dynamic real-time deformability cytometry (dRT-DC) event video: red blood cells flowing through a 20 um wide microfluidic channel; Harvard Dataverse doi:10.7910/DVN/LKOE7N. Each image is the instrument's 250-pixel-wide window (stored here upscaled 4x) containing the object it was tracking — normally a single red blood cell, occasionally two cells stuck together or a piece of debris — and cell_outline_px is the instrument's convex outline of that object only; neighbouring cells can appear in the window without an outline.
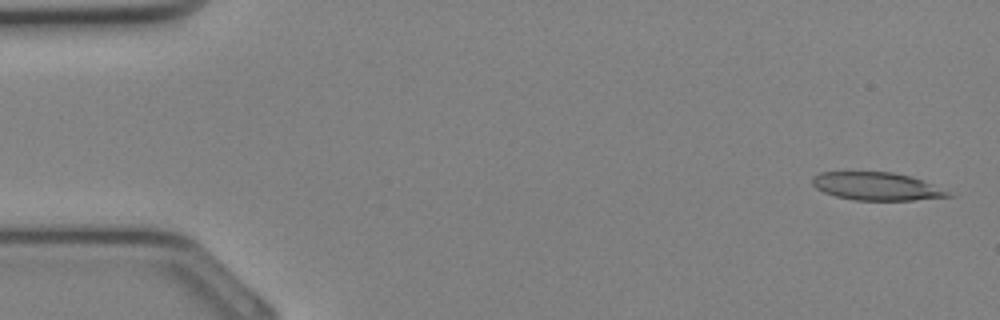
{"species": "Egyptian fruit bat (a non-hibernating species)", "species_latin": "Rousettus aegyptiacus", "temperature_condition": "cold", "stored_images_in_passage": 33, "camera_frame_rate_fps": 3000, "um_per_image_px": 0.085, "animal": {"sex": "female"}, "frame": {"image": 1, "passage_image": 1, "time_ms": 0.0, "image_size_px": [1000, 320], "cell_outline_px": [[956, 196], [912, 200], [852, 200], [836, 196], [824, 192], [816, 188], [812, 184], [812, 176], [820, 172], [892, 172], [912, 176], [924, 180]], "centroid_in_image_um": [74.5, 15.83], "position_along_channel_um": 10.5, "area_um2": 22.14}}
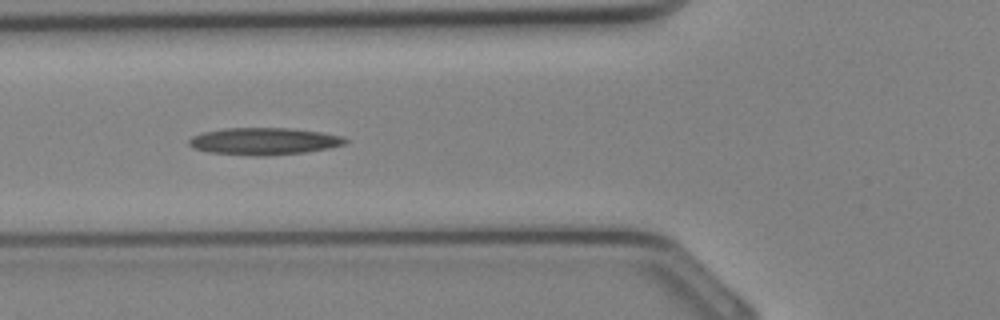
{"frame": {"image": 2, "passage_image": 12, "time_ms": 3.667, "image_size_px": [1000, 320], "cell_outline_px": [[348, 140], [344, 144], [328, 148], [304, 152], [264, 156], [252, 156], [208, 152], [192, 148], [188, 144], [188, 140], [192, 136], [200, 132], [224, 128], [292, 128], [320, 132], [344, 136]], "centroid_in_image_um": [22.39, 12.0], "position_along_channel_um": 103.4, "area_um2": 24.85}}
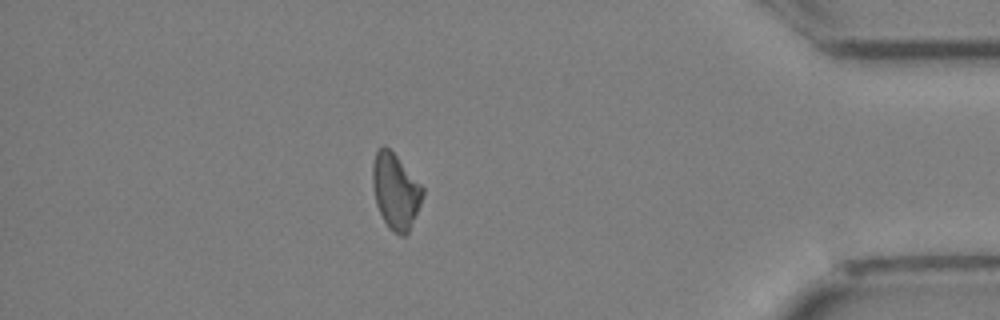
{"frame": {"image": 3, "passage_image": 29, "time_ms": 9.333, "image_size_px": [1000, 320], "cell_outline_px": [[424, 192], [420, 204], [408, 232], [404, 236], [400, 236], [388, 228], [376, 204], [372, 184], [372, 164], [376, 152], [384, 144], [396, 156], [424, 188]], "centroid_in_image_um": [33.6, 16.26], "position_along_channel_um": 401.6, "area_um2": 21.73}}